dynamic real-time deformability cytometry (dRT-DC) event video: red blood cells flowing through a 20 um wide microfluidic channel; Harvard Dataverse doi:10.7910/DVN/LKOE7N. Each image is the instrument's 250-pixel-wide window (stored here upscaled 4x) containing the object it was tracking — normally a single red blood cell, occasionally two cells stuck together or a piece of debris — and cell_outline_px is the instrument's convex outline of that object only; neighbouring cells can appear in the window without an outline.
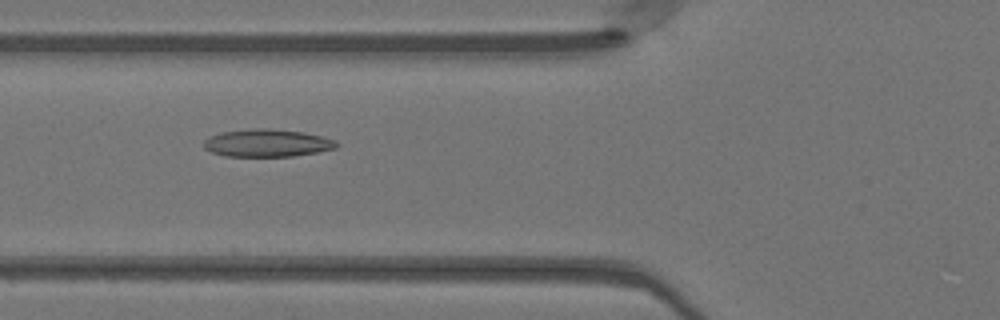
{"species": "Egyptian fruit bat (a non-hibernating species)", "species_latin": "Rousettus aegyptiacus", "temperature_condition": "warm", "stored_images_in_passage": 44, "camera_frame_rate_fps": 3000, "um_per_image_px": 0.085, "animal": {"sex": "female"}, "frame": {"image": 1, "passage_image": 14, "time_ms": 4.333, "image_size_px": [1000, 320], "cell_outline_px": [[340, 144], [336, 148], [316, 152], [292, 156], [224, 156], [212, 152], [204, 148], [204, 140], [220, 132], [252, 128], [268, 128], [304, 132], [324, 136], [336, 140]], "centroid_in_image_um": [22.74, 12.15], "position_along_channel_um": 103.1, "area_um2": 21.44}}
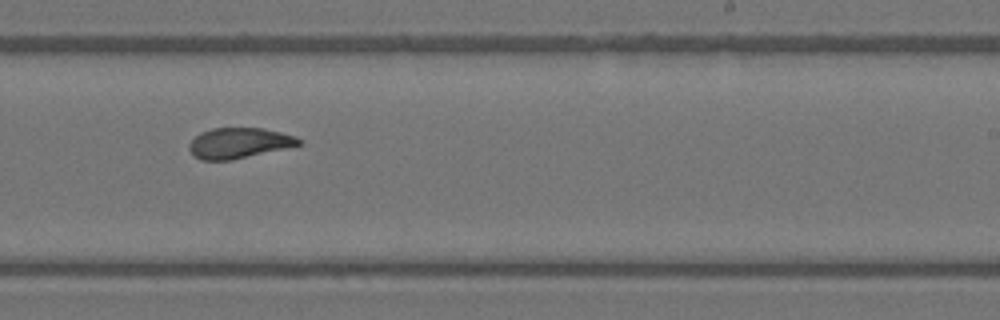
{"frame": {"image": 2, "passage_image": 26, "time_ms": 8.333, "image_size_px": [1000, 320], "cell_outline_px": [[300, 144], [284, 148], [232, 160], [200, 160], [188, 148], [188, 144], [200, 132], [212, 128], [264, 128], [296, 136], [300, 140]], "centroid_in_image_um": [20.28, 12.15], "position_along_channel_um": 268.7, "area_um2": 19.25}}
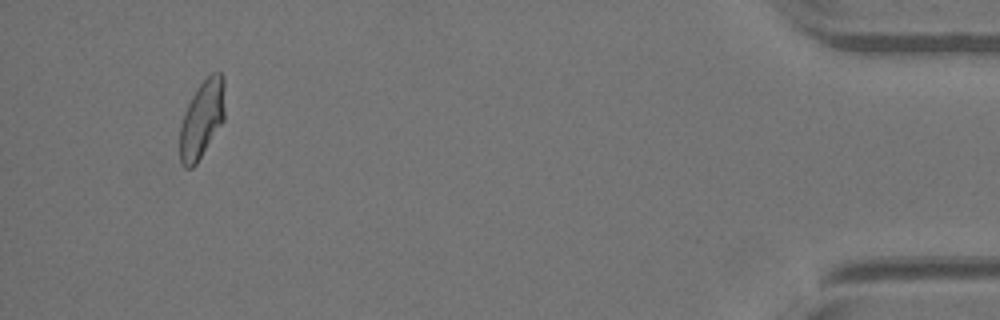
{"frame": {"image": 3, "passage_image": 42, "time_ms": 13.667, "image_size_px": [1000, 320], "cell_outline_px": [[224, 120], [196, 164], [192, 168], [184, 168], [180, 164], [180, 124], [184, 112], [192, 96], [200, 84], [212, 72], [220, 72], [224, 76]], "centroid_in_image_um": [17.16, 10.13], "position_along_channel_um": 418.0, "area_um2": 20.35}, "authors_computed_cell_mechanics": {"area_um2": 20.4323, "velocity_mm_per_s": 4.1338, "shape_relaxation_time_tau1_ms": null, "shape_relaxation_time_tau2_ms": 1.787, "deformation_change_tau1": null, "deformation_change_tau2": 0.085}}